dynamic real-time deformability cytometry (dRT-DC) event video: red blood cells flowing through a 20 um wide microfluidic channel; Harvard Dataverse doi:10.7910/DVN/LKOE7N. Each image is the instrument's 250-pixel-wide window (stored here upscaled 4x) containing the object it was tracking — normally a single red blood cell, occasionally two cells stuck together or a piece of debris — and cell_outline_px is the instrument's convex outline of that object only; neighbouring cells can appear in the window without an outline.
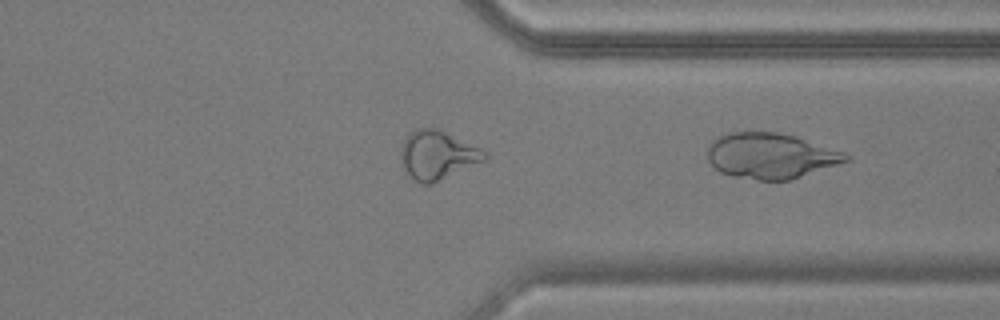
{"species": "common noctule bat (a hibernating species)", "species_latin": "Nyctalus noctula", "temperature_condition": "warm", "stored_images_in_passage": 29, "camera_frame_rate_fps": 3000, "um_per_image_px": 0.085, "animal": {"sex": "male", "body_mass_g": 17.9, "forearm_length_mm": 54.2}, "frame": {"image": 1, "passage_image": 29, "time_ms": 9.333, "image_size_px": [1000, 320], "cell_outline_px": [[848, 160], [788, 180], [756, 180], [732, 176], [720, 172], [708, 160], [708, 148], [712, 140], [716, 136], [732, 132], [776, 132], [796, 136], [844, 152], [848, 156]], "centroid_in_image_um": [65.44, 13.23], "position_along_channel_um": 346.0, "area_um2": 36.3}}